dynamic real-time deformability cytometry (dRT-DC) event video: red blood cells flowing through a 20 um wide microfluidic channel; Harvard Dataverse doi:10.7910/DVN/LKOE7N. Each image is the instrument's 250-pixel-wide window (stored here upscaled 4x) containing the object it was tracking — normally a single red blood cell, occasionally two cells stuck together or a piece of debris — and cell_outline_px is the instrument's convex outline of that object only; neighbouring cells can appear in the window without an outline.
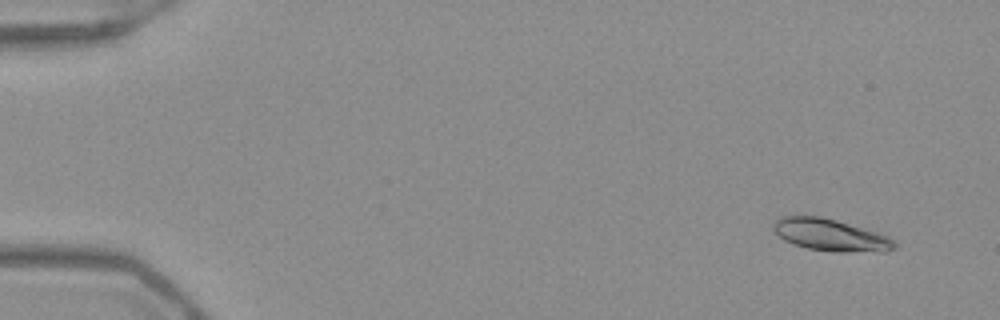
{"species": "Egyptian fruit bat (a non-hibernating species)", "species_latin": "Rousettus aegyptiacus", "temperature_condition": "warm", "stored_images_in_passage": 51, "camera_frame_rate_fps": 3000, "um_per_image_px": 0.085, "frame": {"image": 1, "passage_image": 3, "time_ms": 0.667, "image_size_px": [1000, 320], "cell_outline_px": [[896, 248], [884, 252], [832, 252], [808, 248], [792, 244], [784, 240], [772, 228], [772, 224], [780, 216], [820, 216], [836, 220], [876, 232], [888, 236], [896, 244]], "centroid_in_image_um": [70.58, 19.99], "position_along_channel_um": 14.4, "area_um2": 22.6}}
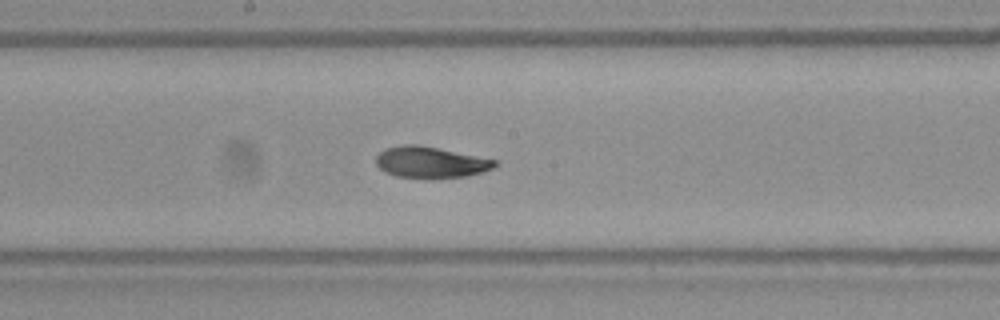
{"frame": {"image": 2, "passage_image": 28, "time_ms": 9.0, "image_size_px": [1000, 320], "cell_outline_px": [[500, 164], [484, 172], [468, 176], [396, 176], [384, 172], [376, 164], [376, 156], [384, 148], [404, 144], [420, 144], [496, 160]], "centroid_in_image_um": [36.59, 13.75], "position_along_channel_um": 211.6, "area_um2": 21.21}}
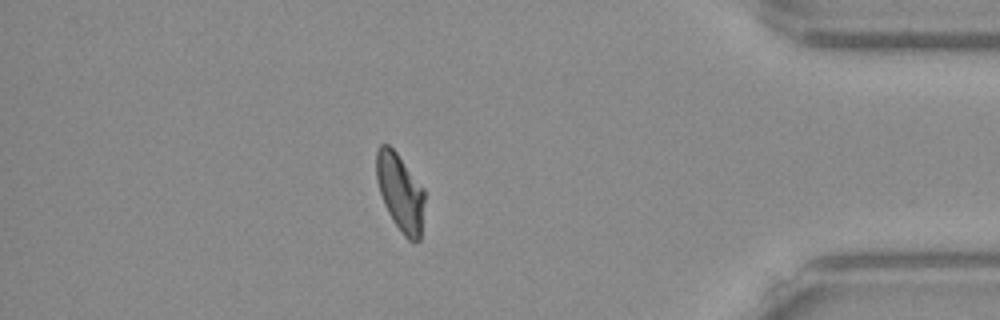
{"frame": {"image": 3, "passage_image": 45, "time_ms": 14.667, "image_size_px": [1000, 320], "cell_outline_px": [[424, 200], [420, 240], [412, 244], [404, 236], [392, 220], [384, 204], [376, 180], [376, 152], [380, 144], [388, 144], [396, 152], [424, 188]], "centroid_in_image_um": [34.01, 16.37], "position_along_channel_um": 401.2, "area_um2": 21.79}, "authors_computed_cell_mechanics": {"area_um2": 22.0218, "velocity_mm_per_s": 3.9583, "shape_relaxation_time_tau1_ms": 8.4715, "shape_relaxation_time_tau2_ms": 2.2664, "deformation_change_tau1": 0.2458, "deformation_change_tau2": 0.0638}}